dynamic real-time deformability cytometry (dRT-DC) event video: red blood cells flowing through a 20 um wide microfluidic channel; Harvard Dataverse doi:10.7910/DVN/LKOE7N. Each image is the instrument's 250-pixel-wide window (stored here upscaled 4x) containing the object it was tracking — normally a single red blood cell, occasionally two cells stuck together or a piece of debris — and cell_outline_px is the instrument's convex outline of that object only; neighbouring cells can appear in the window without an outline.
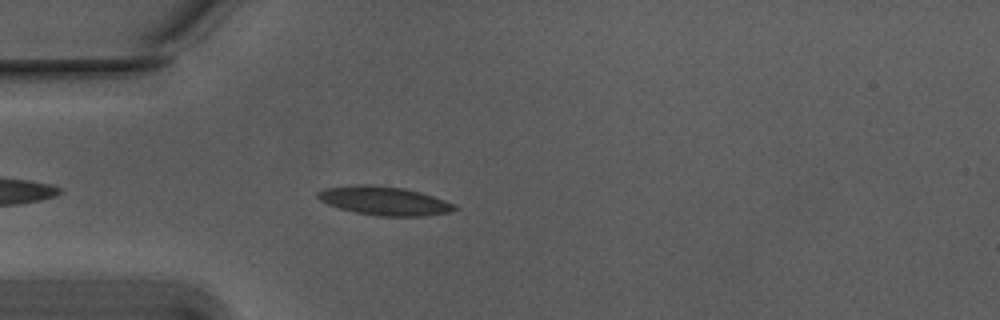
{"species": "Egyptian fruit bat (a non-hibernating species)", "species_latin": "Rousettus aegyptiacus", "temperature_condition": "warm", "stored_images_in_passage": 41, "camera_frame_rate_fps": 3000, "um_per_image_px": 0.085, "animal": {"sex": "male"}, "frame": {"image": 1, "passage_image": 5, "time_ms": 1.333, "image_size_px": [1000, 320], "cell_outline_px": [[460, 208], [448, 212], [424, 216], [380, 216], [356, 212], [340, 208], [328, 204], [320, 200], [316, 196], [316, 192], [324, 188], [360, 184], [368, 184], [404, 188], [420, 192], [444, 200]], "centroid_in_image_um": [32.63, 17.06], "position_along_channel_um": 52.4, "area_um2": 22.72}}
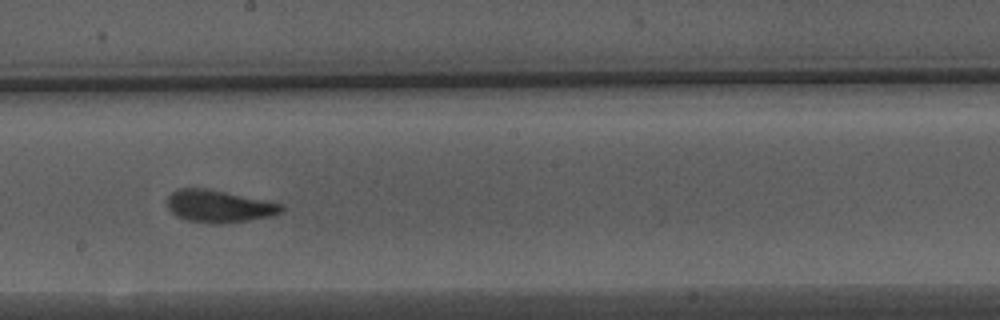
{"frame": {"image": 2, "passage_image": 20, "time_ms": 6.333, "image_size_px": [1000, 320], "cell_outline_px": [[284, 208], [280, 212], [272, 216], [248, 220], [220, 224], [208, 224], [188, 220], [176, 216], [168, 208], [168, 196], [172, 192], [180, 188], [204, 188], [284, 204]], "centroid_in_image_um": [18.6, 17.54], "position_along_channel_um": 229.6, "area_um2": 21.33}}
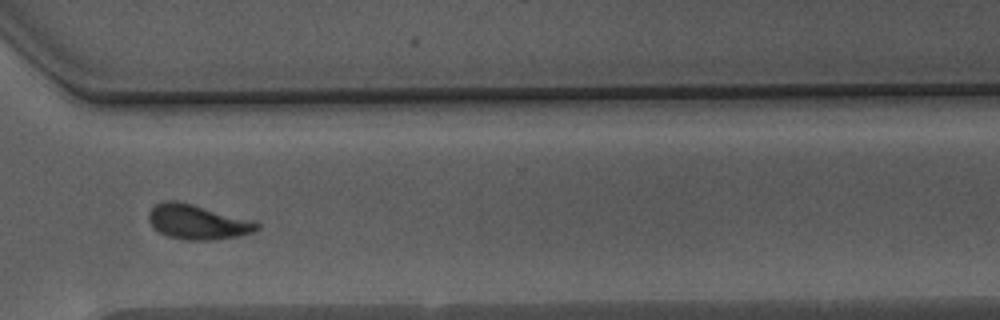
{"frame": {"image": 3, "passage_image": 30, "time_ms": 9.667, "image_size_px": [1000, 320], "cell_outline_px": [[260, 228], [252, 232], [236, 236], [216, 240], [184, 240], [168, 236], [152, 228], [148, 220], [148, 212], [156, 204], [164, 200], [176, 200], [192, 204], [252, 220], [260, 224]], "centroid_in_image_um": [16.75, 18.87], "position_along_channel_um": 353.9, "area_um2": 21.91}, "authors_computed_cell_mechanics": {"area_um2": 21.2704, "velocity_mm_per_s": 3.7247, "shape_relaxation_time_tau1_ms": 4.3916, "shape_relaxation_time_tau2_ms": 1.42, "deformation_change_tau1": 0.1397, "deformation_change_tau2": 0.0724}}